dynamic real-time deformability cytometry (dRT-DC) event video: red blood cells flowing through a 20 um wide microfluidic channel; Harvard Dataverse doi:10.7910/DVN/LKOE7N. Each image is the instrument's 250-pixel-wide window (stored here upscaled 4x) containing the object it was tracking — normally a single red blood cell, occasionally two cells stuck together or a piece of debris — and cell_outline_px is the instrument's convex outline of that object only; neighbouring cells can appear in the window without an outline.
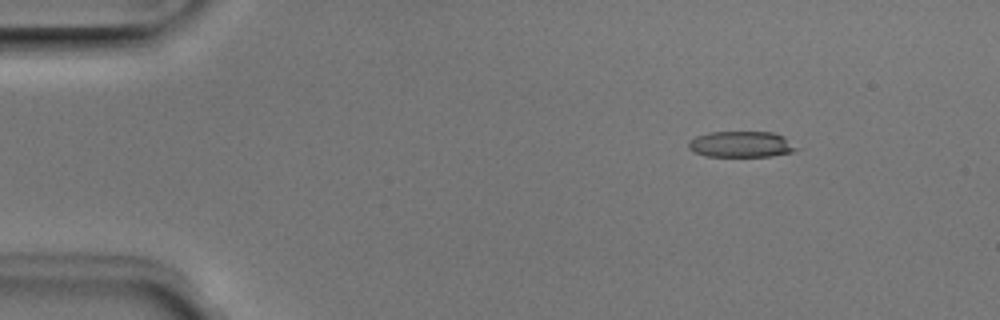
{"species": "Egyptian fruit bat (a non-hibernating species)", "species_latin": "Rousettus aegyptiacus", "temperature_condition": "room temperature", "stored_images_in_passage": 5, "camera_frame_rate_fps": 3000, "um_per_image_px": 0.085, "animal": {"sex": "male"}, "frame": {"image": 1, "passage_image": 2, "time_ms": 0.333, "image_size_px": [1000, 320], "cell_outline_px": [[800, 148], [792, 152], [772, 156], [704, 156], [688, 148], [688, 140], [696, 136], [708, 132], [772, 132], [784, 136]], "centroid_in_image_um": [63.01, 12.26], "position_along_channel_um": 22.0, "area_um2": 16.47}}
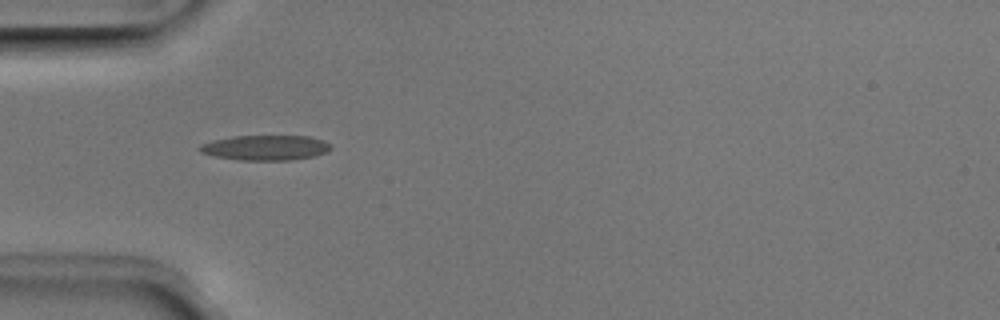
{"frame": {"image": 2, "passage_image": 4, "time_ms": 1.0, "image_size_px": [1000, 320], "cell_outline_px": [[332, 148], [328, 152], [316, 156], [288, 160], [240, 160], [216, 156], [200, 152], [196, 148], [200, 144], [212, 140], [232, 136], [308, 136], [324, 140], [332, 144]], "centroid_in_image_um": [22.59, 12.55], "position_along_channel_um": 62.4, "area_um2": 19.36}}